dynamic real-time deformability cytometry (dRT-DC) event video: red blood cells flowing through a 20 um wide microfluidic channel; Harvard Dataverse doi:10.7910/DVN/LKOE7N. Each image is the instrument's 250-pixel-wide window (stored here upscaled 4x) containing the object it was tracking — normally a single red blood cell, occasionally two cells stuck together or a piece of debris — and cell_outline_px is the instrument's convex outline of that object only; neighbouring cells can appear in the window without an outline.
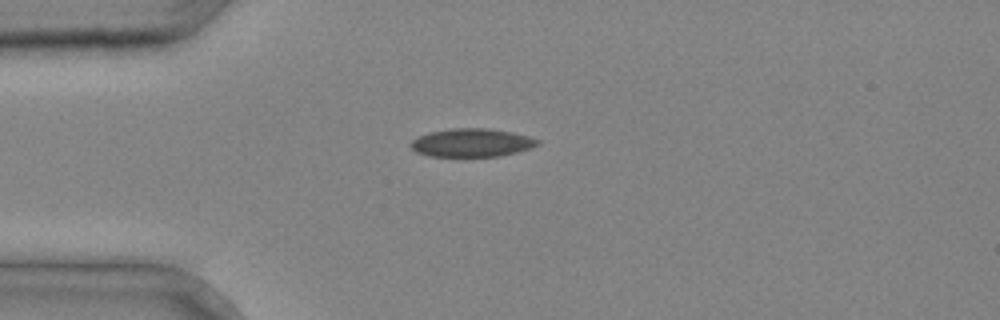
{"species": "common noctule bat (a hibernating species)", "species_latin": "Nyctalus noctula", "temperature_condition": "cold", "stored_images_in_passage": 4, "camera_frame_rate_fps": 3000, "um_per_image_px": 0.085, "animal": {"sex": "male", "body_mass_g": 20.4}, "frame": {"image": 1, "passage_image": 4, "time_ms": 1.0, "image_size_px": [1000, 320], "cell_outline_px": [[540, 144], [532, 148], [516, 152], [496, 156], [428, 156], [416, 152], [412, 148], [412, 140], [420, 136], [432, 132], [452, 128], [488, 128], [512, 132], [528, 136], [540, 140]], "centroid_in_image_um": [40.14, 12.13], "position_along_channel_um": 44.9, "area_um2": 20.69}}